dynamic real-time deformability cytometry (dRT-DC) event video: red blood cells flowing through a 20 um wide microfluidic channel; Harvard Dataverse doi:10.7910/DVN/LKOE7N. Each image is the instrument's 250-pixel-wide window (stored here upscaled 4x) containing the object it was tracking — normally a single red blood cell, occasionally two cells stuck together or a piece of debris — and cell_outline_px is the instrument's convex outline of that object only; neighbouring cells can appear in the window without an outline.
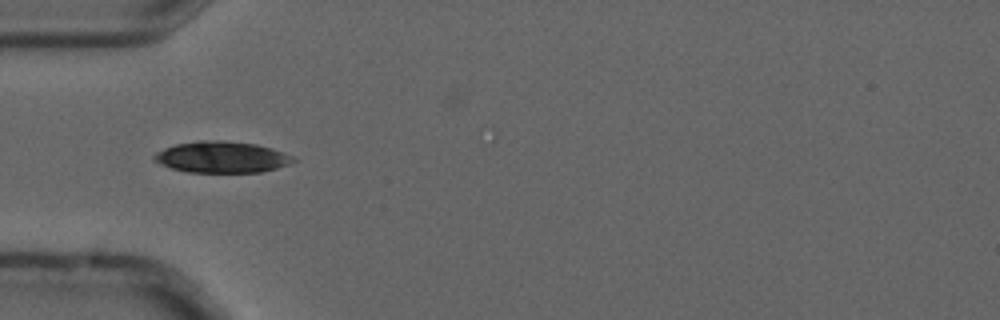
{"species": "common noctule bat (a hibernating species)", "species_latin": "Nyctalus noctula", "temperature_condition": "cold", "stored_images_in_passage": 4, "camera_frame_rate_fps": 3000, "um_per_image_px": 0.085, "animal": {"sex": "male", "forearm_length_mm": 52.5}, "frame": {"image": 1, "passage_image": 3, "time_ms": 0.667, "image_size_px": [1000, 320], "cell_outline_px": [[296, 160], [288, 164], [276, 168], [260, 172], [188, 172], [172, 168], [160, 164], [152, 160], [152, 156], [156, 152], [164, 148], [176, 144], [200, 140], [220, 140], [256, 144], [272, 148], [284, 152], [292, 156]], "centroid_in_image_um": [18.82, 13.35], "position_along_channel_um": 66.2, "area_um2": 25.37}}
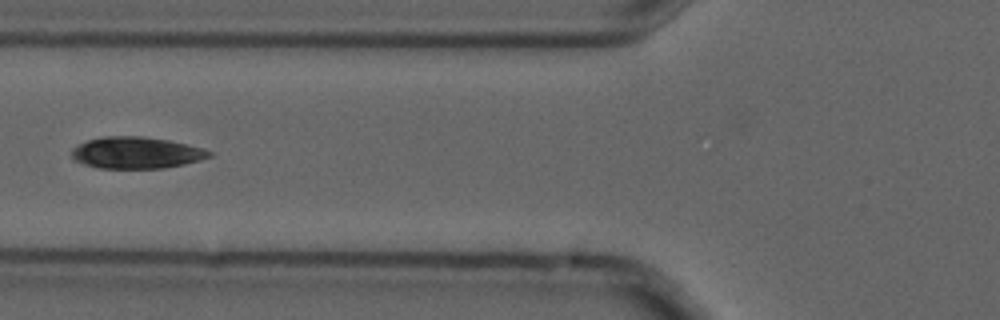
{"frame": {"image": 2, "passage_image": 4, "time_ms": 1.0, "image_size_px": [1000, 320], "cell_outline_px": [[212, 156], [200, 160], [184, 164], [164, 168], [100, 168], [84, 164], [76, 160], [72, 156], [72, 148], [88, 140], [100, 136], [140, 136], [168, 140], [204, 148], [212, 152]], "centroid_in_image_um": [11.6, 12.98], "position_along_channel_um": 114.2, "area_um2": 25.26}}